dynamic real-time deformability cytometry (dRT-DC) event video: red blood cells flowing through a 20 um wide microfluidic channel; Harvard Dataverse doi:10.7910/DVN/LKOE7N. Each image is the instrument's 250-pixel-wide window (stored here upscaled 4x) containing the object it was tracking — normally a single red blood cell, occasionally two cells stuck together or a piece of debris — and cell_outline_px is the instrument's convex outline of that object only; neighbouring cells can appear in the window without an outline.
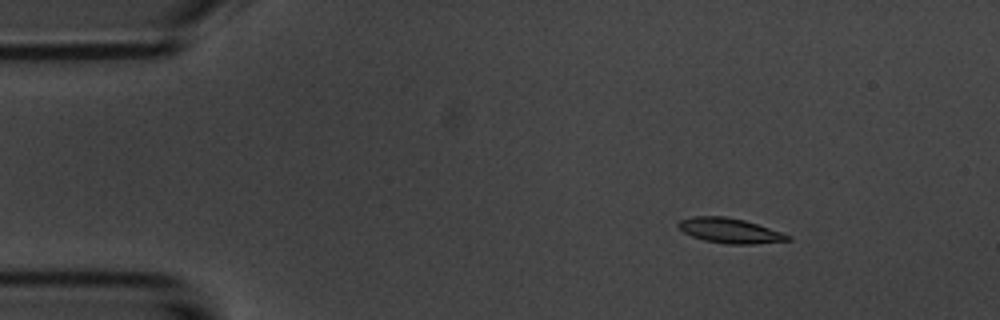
{"species": "common noctule bat (a hibernating species)", "species_latin": "Nyctalus noctula", "temperature_condition": "room temperature", "stored_images_in_passage": 5, "camera_frame_rate_fps": 3000, "um_per_image_px": 0.085, "animal": {"sex": "male", "body_mass_g": 20.1, "forearm_length_mm": 53.5}, "frame": {"image": 1, "passage_image": 2, "time_ms": 1.333, "image_size_px": [1000, 320], "cell_outline_px": [[792, 240], [752, 244], [724, 244], [704, 240], [692, 236], [676, 228], [676, 224], [680, 220], [692, 216], [724, 216], [744, 220], [792, 236]], "centroid_in_image_um": [61.99, 19.6], "position_along_channel_um": 23.0, "area_um2": 15.9}}
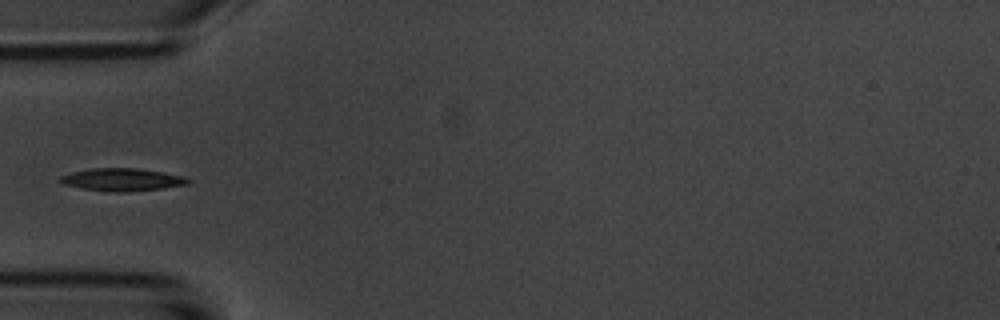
{"frame": {"image": 2, "passage_image": 5, "time_ms": 4.667, "image_size_px": [1000, 320], "cell_outline_px": [[192, 180], [188, 184], [164, 188], [124, 192], [108, 192], [80, 188], [64, 184], [60, 180], [60, 176], [72, 172], [92, 168], [136, 168], [184, 176]], "centroid_in_image_um": [10.39, 15.27], "position_along_channel_um": 74.6, "area_um2": 16.82}}